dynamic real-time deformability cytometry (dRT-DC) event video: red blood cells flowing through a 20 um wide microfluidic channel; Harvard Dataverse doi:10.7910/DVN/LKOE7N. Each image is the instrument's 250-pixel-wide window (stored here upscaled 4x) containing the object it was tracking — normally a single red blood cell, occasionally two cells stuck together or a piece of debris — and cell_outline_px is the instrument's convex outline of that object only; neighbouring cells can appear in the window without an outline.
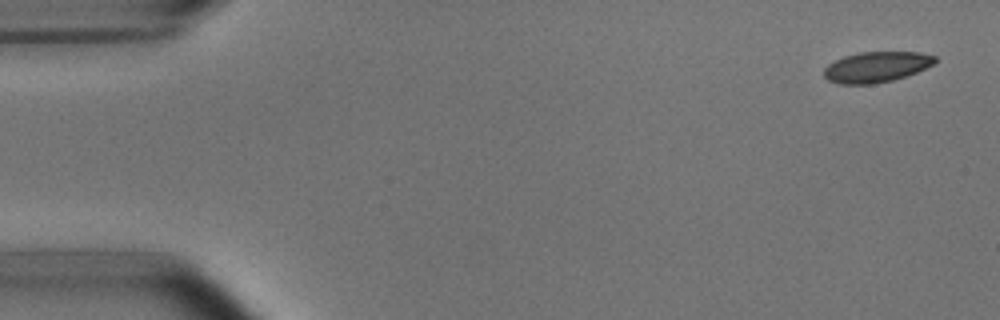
{"species": "common noctule bat (a hibernating species)", "species_latin": "Nyctalus noctula", "temperature_condition": "room temperature", "stored_images_in_passage": 4, "camera_frame_rate_fps": 3000, "um_per_image_px": 0.085, "animal": {"sex": "male", "body_mass_g": 15.6}, "frame": {"image": 1, "passage_image": 1, "time_ms": 0.0, "image_size_px": [1000, 320], "cell_outline_px": [[936, 60], [932, 64], [916, 72], [892, 80], [872, 84], [840, 84], [828, 80], [824, 76], [824, 68], [828, 64], [844, 56], [860, 52], [920, 52], [936, 56]], "centroid_in_image_um": [74.46, 5.69], "position_along_channel_um": 10.5, "area_um2": 19.59}}